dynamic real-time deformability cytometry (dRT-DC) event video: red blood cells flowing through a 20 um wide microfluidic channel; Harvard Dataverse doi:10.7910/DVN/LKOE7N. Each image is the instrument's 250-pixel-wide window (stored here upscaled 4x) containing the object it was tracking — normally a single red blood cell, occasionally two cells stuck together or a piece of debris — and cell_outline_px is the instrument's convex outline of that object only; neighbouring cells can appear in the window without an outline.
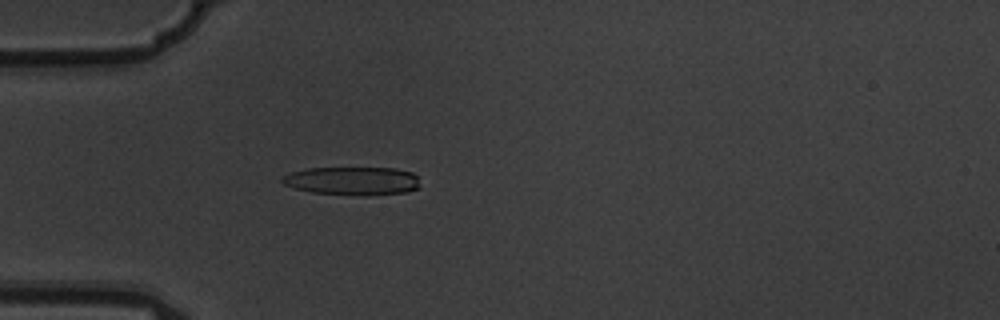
{"species": "common noctule bat (a hibernating species)", "species_latin": "Nyctalus noctula", "temperature_condition": "warm", "stored_images_in_passage": 4, "camera_frame_rate_fps": 3000, "um_per_image_px": 0.085, "animal": {"sex": "male", "body_mass_g": 19.5, "forearm_length_mm": 54.6}, "frame": {"image": 1, "passage_image": 4, "time_ms": 1.0, "image_size_px": [1000, 320], "cell_outline_px": [[420, 188], [408, 192], [368, 196], [312, 192], [296, 188], [284, 184], [280, 180], [284, 176], [292, 172], [308, 168], [396, 168], [412, 172], [416, 176]], "centroid_in_image_um": [30.01, 15.38], "position_along_channel_um": 55.0, "area_um2": 22.77}}